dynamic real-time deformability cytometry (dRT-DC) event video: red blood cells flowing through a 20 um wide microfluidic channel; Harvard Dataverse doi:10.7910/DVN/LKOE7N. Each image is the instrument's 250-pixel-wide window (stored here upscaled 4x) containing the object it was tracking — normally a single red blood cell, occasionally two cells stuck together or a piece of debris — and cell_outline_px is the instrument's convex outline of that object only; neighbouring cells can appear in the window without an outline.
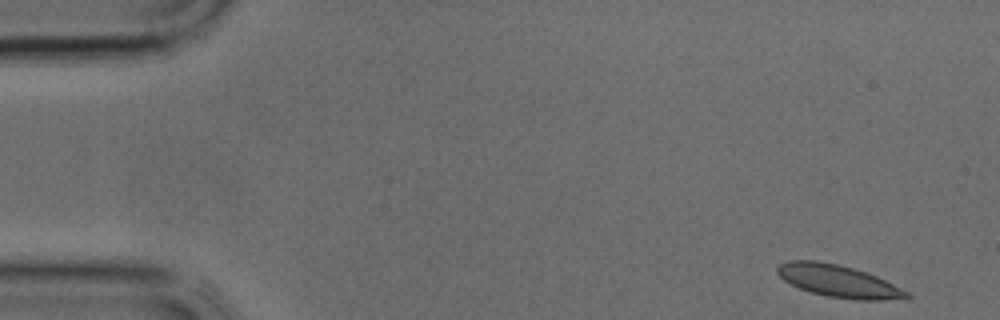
{"species": "common noctule bat (a hibernating species)", "species_latin": "Nyctalus noctula", "temperature_condition": "cold", "stored_images_in_passage": 18, "camera_frame_rate_fps": 3000, "um_per_image_px": 0.085, "animal": {"sex": "male", "body_mass_g": 17.9, "forearm_length_mm": 54.2}, "frame": {"image": 1, "passage_image": 1, "time_ms": 0.0, "image_size_px": [1000, 320], "cell_outline_px": [[912, 296], [908, 300], [856, 300], [828, 296], [812, 292], [800, 288], [784, 280], [776, 272], [776, 268], [780, 264], [792, 260], [816, 260], [840, 264], [876, 276], [908, 292]], "centroid_in_image_um": [71.3, 23.9], "position_along_channel_um": 13.7, "area_um2": 24.22}}
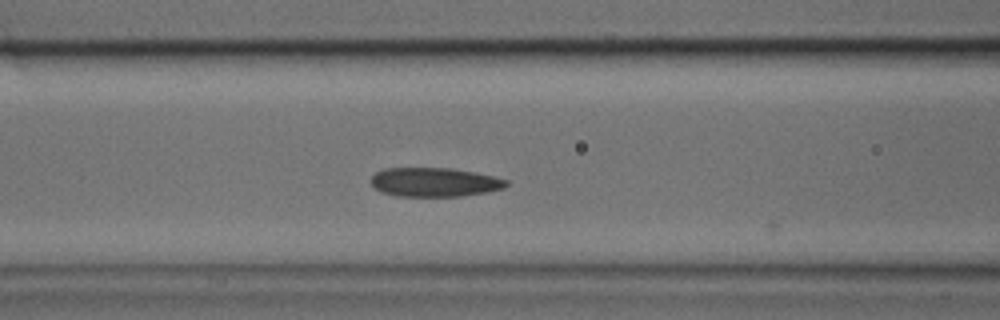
{"frame": {"image": 2, "passage_image": 14, "time_ms": 4.333, "image_size_px": [1000, 320], "cell_outline_px": [[508, 184], [504, 188], [488, 192], [460, 196], [396, 196], [380, 192], [372, 184], [372, 176], [376, 172], [384, 168], [452, 168], [496, 176], [508, 180]], "centroid_in_image_um": [36.96, 15.48], "position_along_channel_um": 129.6, "area_um2": 23.0}}